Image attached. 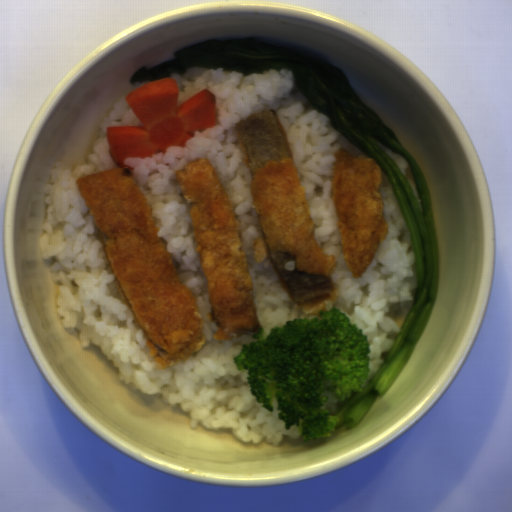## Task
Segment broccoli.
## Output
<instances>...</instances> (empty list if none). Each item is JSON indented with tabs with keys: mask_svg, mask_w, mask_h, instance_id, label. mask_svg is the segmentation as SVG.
<instances>
[{
	"mask_svg": "<svg viewBox=\"0 0 512 512\" xmlns=\"http://www.w3.org/2000/svg\"><path fill=\"white\" fill-rule=\"evenodd\" d=\"M363 328L340 308L313 318L287 320L268 334L260 328L233 358L253 397L277 411L284 430L295 426L301 439L331 436L338 422L327 407L362 392L370 374L372 344Z\"/></svg>",
	"mask_w": 512,
	"mask_h": 512,
	"instance_id": "broccoli-1",
	"label": "broccoli"
}]
</instances>
